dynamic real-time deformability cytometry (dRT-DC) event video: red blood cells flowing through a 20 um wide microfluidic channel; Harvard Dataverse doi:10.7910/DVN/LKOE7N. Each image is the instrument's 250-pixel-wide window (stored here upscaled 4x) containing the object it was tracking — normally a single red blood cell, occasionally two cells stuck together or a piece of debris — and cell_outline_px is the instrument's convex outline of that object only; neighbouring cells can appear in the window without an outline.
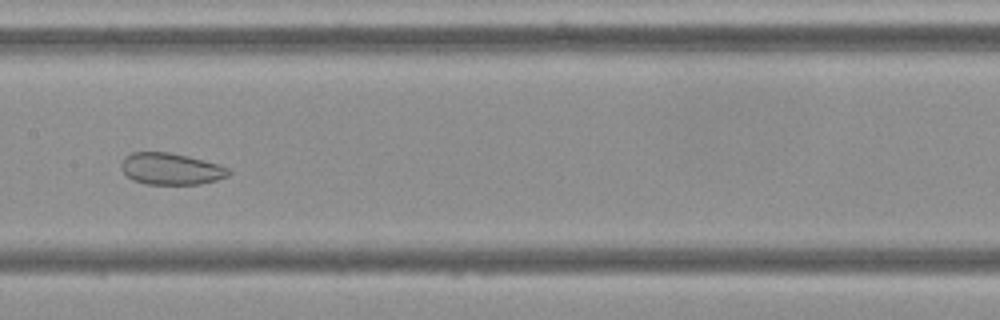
{"species": "Egyptian fruit bat (a non-hibernating species)", "species_latin": "Rousettus aegyptiacus", "temperature_condition": "cold", "stored_images_in_passage": 14, "camera_frame_rate_fps": 3000, "um_per_image_px": 0.085, "frame": {"image": 1, "passage_image": 7, "time_ms": 8.0, "image_size_px": [1000, 320], "cell_outline_px": [[232, 172], [228, 176], [216, 180], [200, 184], [144, 184], [132, 180], [120, 168], [120, 164], [124, 156], [132, 152], [168, 152], [188, 156], [220, 164], [228, 168]], "centroid_in_image_um": [14.52, 14.35], "position_along_channel_um": 192.9, "area_um2": 20.0}}
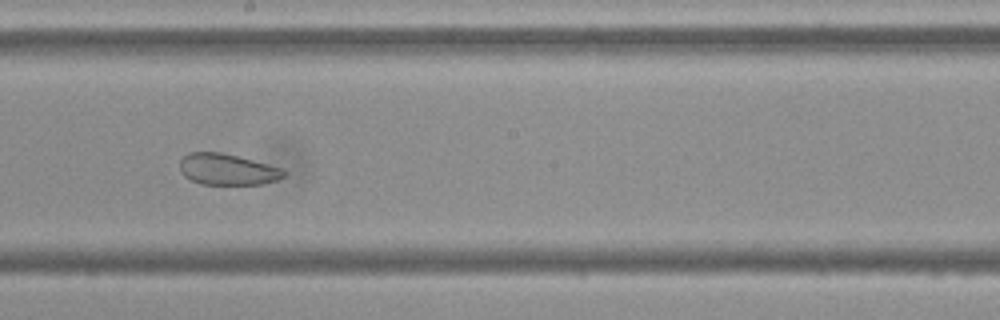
{"frame": {"image": 2, "passage_image": 8, "time_ms": 9.0, "image_size_px": [1000, 320], "cell_outline_px": [[288, 172], [284, 176], [276, 180], [260, 184], [200, 184], [184, 176], [180, 172], [180, 160], [188, 152], [220, 152], [284, 168]], "centroid_in_image_um": [19.33, 14.4], "position_along_channel_um": 228.9, "area_um2": 18.9}}
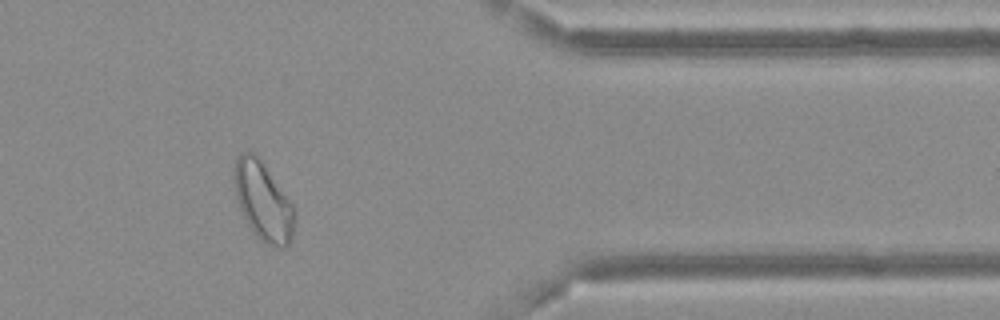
{"frame": {"image": 3, "passage_image": 12, "time_ms": 14.0, "image_size_px": [1000, 320], "cell_outline_px": [[296, 212], [292, 236], [288, 244], [284, 248], [280, 248], [268, 244], [260, 240], [256, 236], [248, 224], [236, 200], [232, 176], [232, 172], [236, 160], [240, 152], [248, 148], [256, 152], [296, 208]], "centroid_in_image_um": [22.35, 17.04], "position_along_channel_um": 389.1, "area_um2": 28.32}, "authors_computed_cell_mechanics": {"area_um2": 26.588, "velocity_mm_per_s": 3.6289, "shape_relaxation_time_tau1_ms": null, "shape_relaxation_time_tau2_ms": 1.7413, "deformation_change_tau1": null, "deformation_change_tau2": 0.0665}}